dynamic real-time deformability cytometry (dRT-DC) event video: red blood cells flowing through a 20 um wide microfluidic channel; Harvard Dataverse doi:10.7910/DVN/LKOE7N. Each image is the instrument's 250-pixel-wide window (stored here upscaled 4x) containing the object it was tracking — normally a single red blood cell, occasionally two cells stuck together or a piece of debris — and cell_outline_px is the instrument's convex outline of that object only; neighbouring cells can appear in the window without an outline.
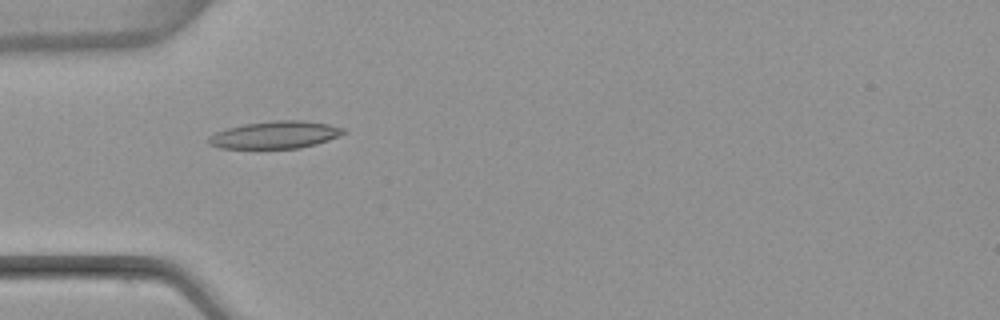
{"species": "common noctule bat (a hibernating species)", "species_latin": "Nyctalus noctula", "temperature_condition": "warm", "stored_images_in_passage": 5, "camera_frame_rate_fps": 3000, "um_per_image_px": 0.085, "animal": {"sex": "female", "body_mass_g": 22.7, "forearm_length_mm": 54.2}, "frame": {"image": 1, "passage_image": 5, "time_ms": 4.667, "image_size_px": [1000, 320], "cell_outline_px": [[348, 132], [340, 136], [316, 144], [300, 148], [220, 148], [208, 144], [208, 136], [216, 132], [228, 128], [244, 124], [276, 120], [300, 120], [328, 124], [344, 128]], "centroid_in_image_um": [23.41, 11.46], "position_along_channel_um": 61.6, "area_um2": 21.5}}